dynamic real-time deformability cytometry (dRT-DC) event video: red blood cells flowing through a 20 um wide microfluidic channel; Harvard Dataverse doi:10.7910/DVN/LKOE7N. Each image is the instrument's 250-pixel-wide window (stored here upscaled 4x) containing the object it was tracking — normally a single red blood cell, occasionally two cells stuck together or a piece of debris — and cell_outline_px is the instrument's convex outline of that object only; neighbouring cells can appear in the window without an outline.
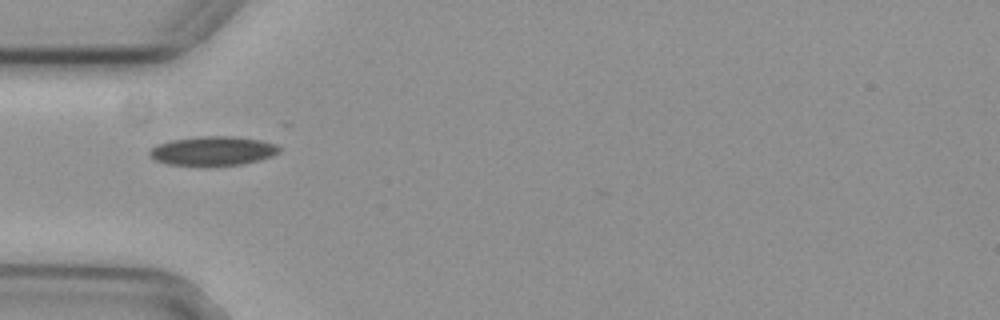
{"species": "common noctule bat (a hibernating species)", "species_latin": "Nyctalus noctula", "temperature_condition": "cold", "stored_images_in_passage": 4, "camera_frame_rate_fps": 3000, "um_per_image_px": 0.085, "animal": {"sex": "female", "body_mass_g": 29.2, "forearm_length_mm": 56.3}, "frame": {"image": 1, "passage_image": 1, "time_ms": 0.0, "image_size_px": [1000, 320], "cell_outline_px": [[280, 152], [272, 156], [240, 164], [208, 168], [168, 164], [156, 160], [148, 156], [148, 152], [156, 144], [172, 140], [200, 136], [232, 136], [260, 140], [276, 144], [280, 148]], "centroid_in_image_um": [18.05, 12.85], "position_along_channel_um": 67.0, "area_um2": 22.54}}
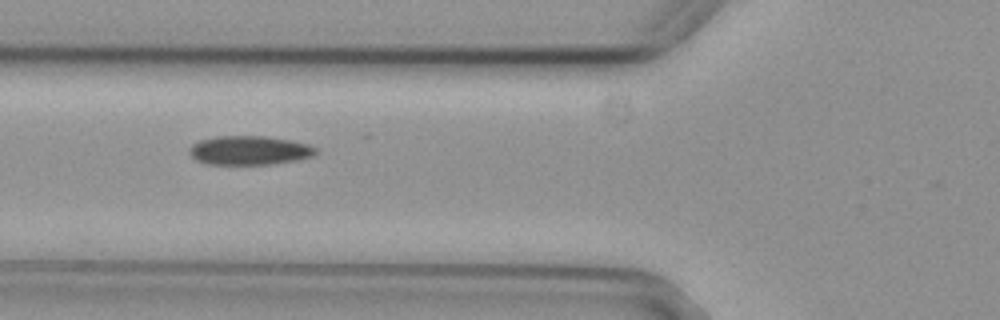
{"frame": {"image": 2, "passage_image": 2, "time_ms": 0.333, "image_size_px": [1000, 320], "cell_outline_px": [[316, 152], [312, 156], [296, 160], [272, 164], [208, 164], [196, 160], [188, 152], [188, 148], [192, 144], [200, 140], [216, 136], [264, 136], [288, 140], [308, 144], [316, 148]], "centroid_in_image_um": [21.15, 12.78], "position_along_channel_um": 104.6, "area_um2": 21.27}}